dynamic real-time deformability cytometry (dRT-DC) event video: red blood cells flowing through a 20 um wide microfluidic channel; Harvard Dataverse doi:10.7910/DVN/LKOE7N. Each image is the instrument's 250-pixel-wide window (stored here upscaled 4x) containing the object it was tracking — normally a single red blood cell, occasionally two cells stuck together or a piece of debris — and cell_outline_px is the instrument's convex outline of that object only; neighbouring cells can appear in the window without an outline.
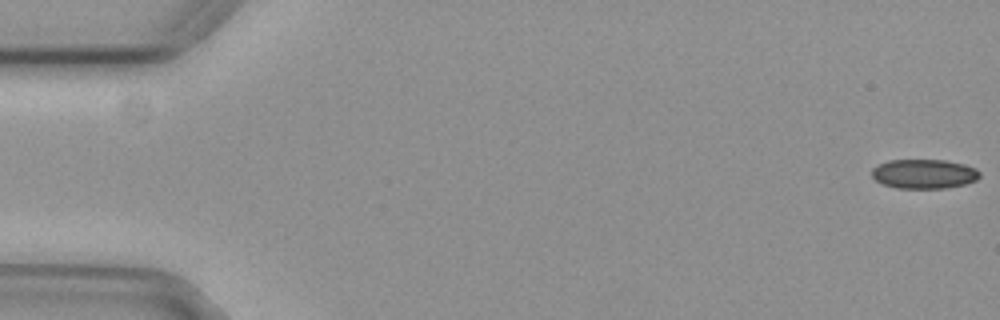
{"species": "common noctule bat (a hibernating species)", "species_latin": "Nyctalus noctula", "temperature_condition": "cold", "stored_images_in_passage": 56, "camera_frame_rate_fps": 3000, "um_per_image_px": 0.085, "animal": {"sex": "female", "body_mass_g": 29.2, "forearm_length_mm": 56.3}, "frame": {"image": 1, "passage_image": 1, "time_ms": 0.0, "image_size_px": [1000, 320], "cell_outline_px": [[980, 176], [976, 180], [964, 184], [944, 188], [896, 188], [884, 184], [876, 180], [872, 176], [872, 168], [888, 160], [944, 160], [964, 164], [976, 168], [980, 172]], "centroid_in_image_um": [78.55, 14.77], "position_along_channel_um": 6.4, "area_um2": 18.38}}
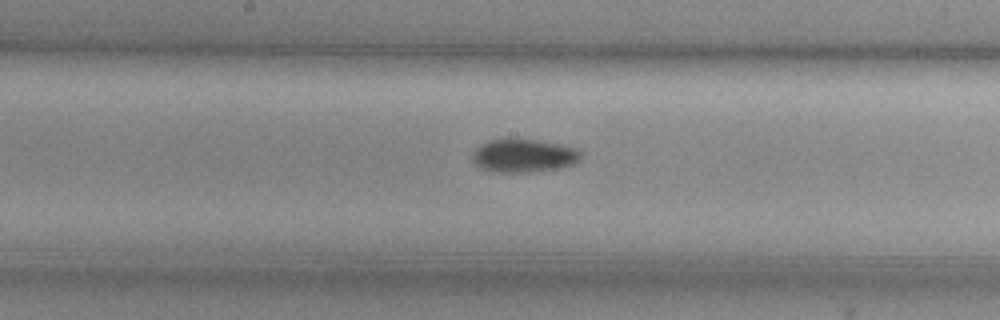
{"frame": {"image": 2, "passage_image": 29, "time_ms": 9.333, "image_size_px": [1000, 320], "cell_outline_px": [[580, 160], [572, 164], [560, 168], [532, 172], [496, 172], [480, 168], [472, 164], [472, 156], [476, 148], [480, 144], [488, 140], [508, 136], [536, 140], [576, 148], [580, 152]], "centroid_in_image_um": [44.43, 13.21], "position_along_channel_um": 203.8, "area_um2": 21.5}}
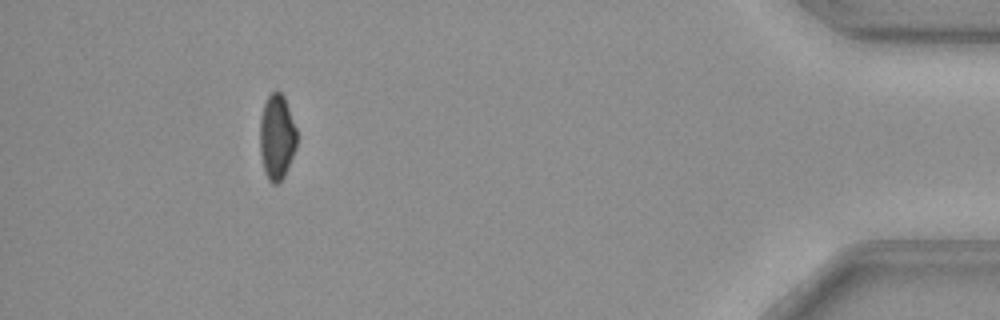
{"frame": {"image": 3, "passage_image": 51, "time_ms": 16.667, "image_size_px": [1000, 320], "cell_outline_px": [[296, 148], [284, 176], [276, 184], [272, 184], [268, 180], [264, 172], [260, 152], [260, 120], [264, 104], [268, 96], [272, 92], [280, 92], [284, 96], [296, 128]], "centroid_in_image_um": [23.52, 11.67], "position_along_channel_um": 411.7, "area_um2": 18.21}, "authors_computed_cell_mechanics": {"area_um2": 19.4497, "velocity_mm_per_s": 3.7274, "shape_relaxation_time_tau1_ms": 9.0677, "shape_relaxation_time_tau2_ms": null, "deformation_change_tau1": 0.1188, "deformation_change_tau2": null}}